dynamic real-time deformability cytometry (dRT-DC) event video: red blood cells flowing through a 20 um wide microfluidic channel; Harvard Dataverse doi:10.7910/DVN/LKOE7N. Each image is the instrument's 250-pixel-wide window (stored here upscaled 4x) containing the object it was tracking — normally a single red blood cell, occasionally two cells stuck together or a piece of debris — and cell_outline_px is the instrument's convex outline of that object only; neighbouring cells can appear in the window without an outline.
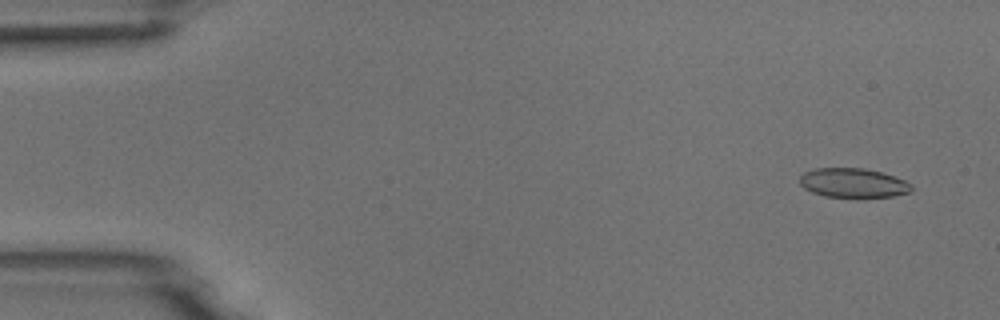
{"species": "common noctule bat (a hibernating species)", "species_latin": "Nyctalus noctula", "temperature_condition": "room temperature", "stored_images_in_passage": 6, "camera_frame_rate_fps": 3000, "um_per_image_px": 0.085, "animal": {"sex": "male", "body_mass_g": 18.8}, "frame": {"image": 1, "passage_image": 2, "time_ms": 0.333, "image_size_px": [1000, 320], "cell_outline_px": [[912, 188], [908, 192], [892, 196], [860, 200], [856, 200], [824, 196], [812, 192], [804, 188], [800, 184], [800, 176], [804, 172], [816, 168], [864, 168], [880, 172], [904, 180], [912, 184]], "centroid_in_image_um": [72.5, 15.59], "position_along_channel_um": 12.5, "area_um2": 19.71}}
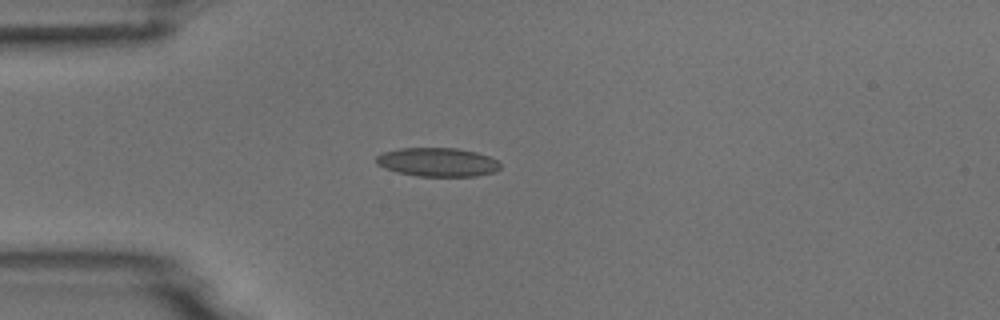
{"frame": {"image": 2, "passage_image": 5, "time_ms": 1.333, "image_size_px": [1000, 320], "cell_outline_px": [[500, 168], [496, 172], [476, 176], [416, 176], [396, 172], [384, 168], [376, 164], [376, 156], [380, 152], [400, 148], [456, 148], [476, 152], [488, 156], [496, 160], [500, 164]], "centroid_in_image_um": [37.15, 13.78], "position_along_channel_um": 47.8, "area_um2": 20.98}}